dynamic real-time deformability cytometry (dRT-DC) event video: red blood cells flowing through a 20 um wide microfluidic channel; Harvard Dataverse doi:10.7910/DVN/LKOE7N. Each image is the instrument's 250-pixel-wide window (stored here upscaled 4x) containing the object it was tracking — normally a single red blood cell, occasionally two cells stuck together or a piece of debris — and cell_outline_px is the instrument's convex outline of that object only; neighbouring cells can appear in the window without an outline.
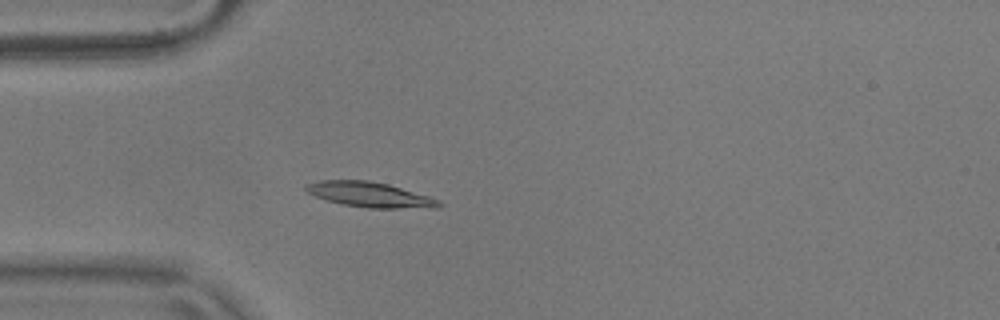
{"species": "common noctule bat (a hibernating species)", "species_latin": "Nyctalus noctula", "temperature_condition": "warm", "stored_images_in_passage": 50, "camera_frame_rate_fps": 3000, "um_per_image_px": 0.085, "animal": {"sex": "male", "body_mass_g": 17.9}, "frame": {"image": 1, "passage_image": 11, "time_ms": 3.333, "image_size_px": [1000, 320], "cell_outline_px": [[444, 204], [440, 208], [368, 208], [344, 204], [328, 200], [316, 196], [308, 192], [304, 188], [304, 184], [320, 180], [368, 180], [388, 184], [428, 196], [440, 200]], "centroid_in_image_um": [31.47, 16.54], "position_along_channel_um": 53.5, "area_um2": 19.42}}
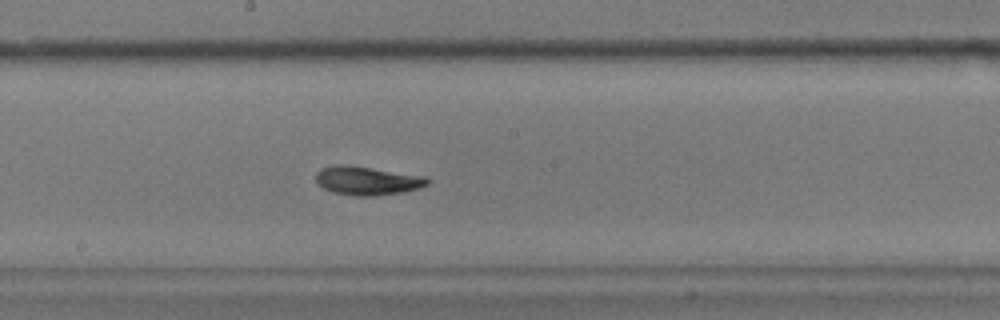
{"frame": {"image": 2, "passage_image": 25, "time_ms": 8.0, "image_size_px": [1000, 320], "cell_outline_px": [[428, 184], [420, 188], [404, 192], [372, 196], [352, 196], [332, 192], [316, 184], [316, 172], [320, 168], [336, 164], [344, 164], [428, 176]], "centroid_in_image_um": [31.19, 15.36], "position_along_channel_um": 217.0, "area_um2": 18.9}}
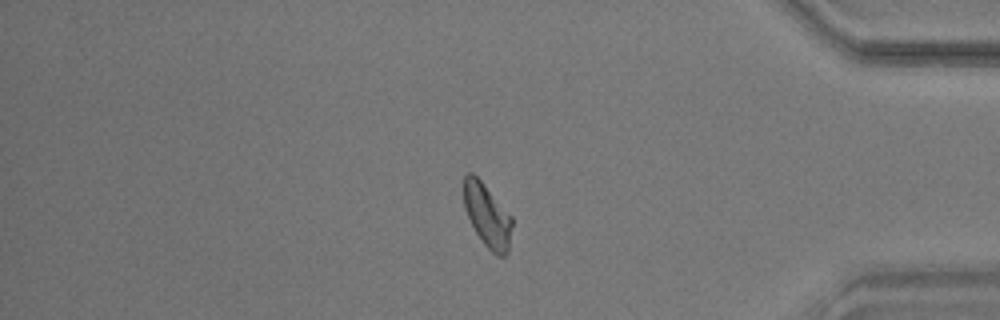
{"frame": {"image": 3, "passage_image": 42, "time_ms": 13.667, "image_size_px": [1000, 320], "cell_outline_px": [[512, 224], [508, 252], [504, 256], [496, 256], [484, 244], [476, 232], [464, 208], [464, 172], [472, 172], [484, 184], [512, 216]], "centroid_in_image_um": [41.42, 18.31], "position_along_channel_um": 393.8, "area_um2": 17.69}, "authors_computed_cell_mechanics": {"area_um2": 17.9469, "velocity_mm_per_s": 3.6287, "shape_relaxation_time_tau1_ms": 2.2075, "shape_relaxation_time_tau2_ms": 2.1249, "deformation_change_tau1": 0.1497, "deformation_change_tau2": 0.0968}}